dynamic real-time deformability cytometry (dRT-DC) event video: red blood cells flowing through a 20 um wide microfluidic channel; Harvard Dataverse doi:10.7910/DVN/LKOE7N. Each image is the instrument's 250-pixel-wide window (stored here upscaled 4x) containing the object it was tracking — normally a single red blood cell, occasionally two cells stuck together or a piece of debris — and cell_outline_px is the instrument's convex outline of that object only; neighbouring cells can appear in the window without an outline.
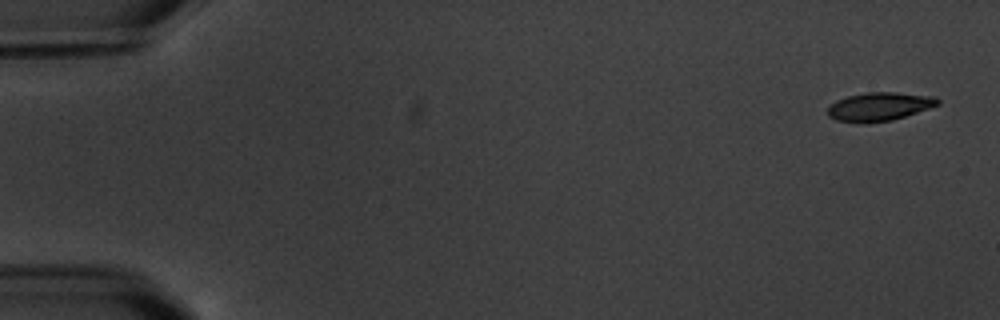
{"species": "common noctule bat (a hibernating species)", "species_latin": "Nyctalus noctula", "temperature_condition": "warm", "stored_images_in_passage": 10, "camera_frame_rate_fps": 3000, "um_per_image_px": 0.085, "animal": {"sex": "male", "body_mass_g": 20.1, "forearm_length_mm": 53.5}, "frame": {"image": 1, "passage_image": 1, "time_ms": 0.0, "image_size_px": [1000, 320], "cell_outline_px": [[940, 104], [892, 120], [836, 120], [828, 116], [828, 108], [836, 100], [848, 96], [868, 92], [896, 92], [936, 96], [940, 100]], "centroid_in_image_um": [74.8, 9.0], "position_along_channel_um": 10.2, "area_um2": 17.51}}
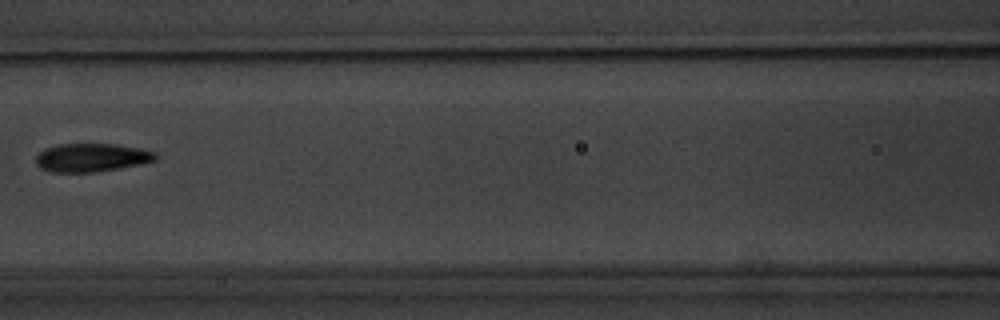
{"frame": {"image": 2, "passage_image": 8, "time_ms": 8.333, "image_size_px": [1000, 320], "cell_outline_px": [[160, 156], [156, 160], [140, 164], [120, 168], [96, 172], [48, 172], [40, 168], [36, 164], [36, 156], [44, 148], [60, 144], [116, 144], [140, 148], [156, 152]], "centroid_in_image_um": [7.8, 13.39], "position_along_channel_um": 158.8, "area_um2": 20.0}}
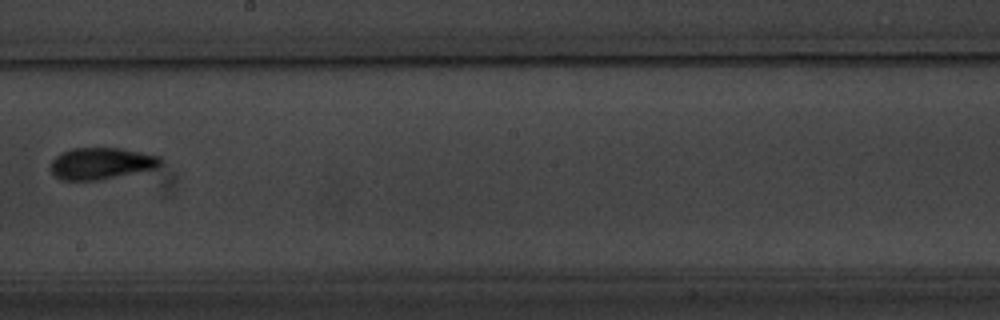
{"frame": {"image": 3, "passage_image": 10, "time_ms": 10.667, "image_size_px": [1000, 320], "cell_outline_px": [[164, 160], [156, 168], [100, 180], [60, 180], [48, 168], [52, 160], [60, 152], [72, 148], [124, 148], [160, 156]], "centroid_in_image_um": [8.59, 13.88], "position_along_channel_um": 239.6, "area_um2": 20.52}}